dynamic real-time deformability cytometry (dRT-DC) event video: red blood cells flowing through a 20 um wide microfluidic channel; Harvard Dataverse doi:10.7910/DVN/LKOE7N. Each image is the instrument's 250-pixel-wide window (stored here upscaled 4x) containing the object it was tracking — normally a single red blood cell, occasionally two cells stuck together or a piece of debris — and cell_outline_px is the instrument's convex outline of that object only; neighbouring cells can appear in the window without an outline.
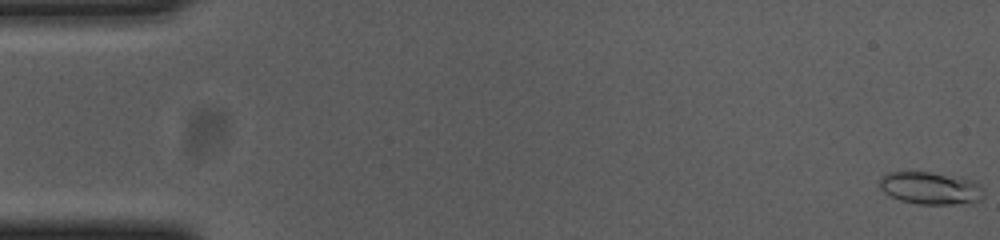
{"species": "common noctule bat (a hibernating species)", "species_latin": "Nyctalus noctula", "temperature_condition": "cold", "stored_images_in_passage": 55, "camera_frame_rate_fps": 3000, "um_per_image_px": 0.085, "animal": {"sex": "female", "body_mass_g": 23.0, "forearm_length_mm": 53.4}, "frame": {"image": 1, "passage_image": 1, "time_ms": 0.0, "image_size_px": [1000, 240], "cell_outline_px": [[984, 196], [980, 200], [952, 204], [916, 204], [900, 200], [884, 192], [880, 188], [880, 180], [888, 172], [928, 172], [972, 180], [980, 184]], "centroid_in_image_um": [79.08, 16.0], "position_along_channel_um": 5.9, "area_um2": 19.31}}
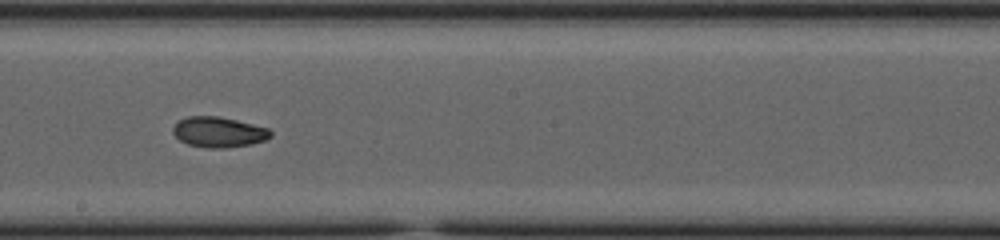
{"frame": {"image": 2, "passage_image": 31, "time_ms": 10.0, "image_size_px": [1000, 240], "cell_outline_px": [[272, 136], [264, 140], [252, 144], [224, 148], [208, 148], [188, 144], [180, 140], [172, 132], [172, 128], [176, 120], [188, 116], [220, 116], [268, 128], [272, 132]], "centroid_in_image_um": [18.56, 11.22], "position_along_channel_um": 229.6, "area_um2": 17.4}}
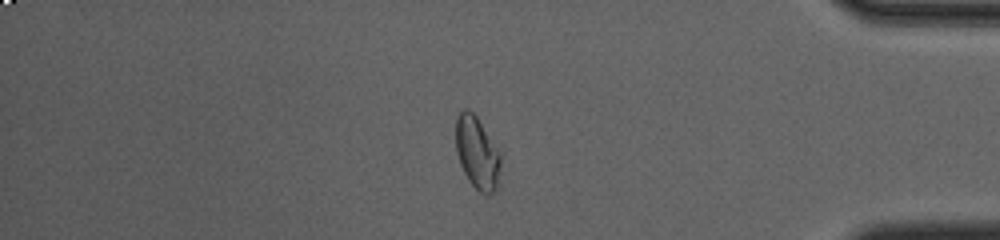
{"frame": {"image": 3, "passage_image": 47, "time_ms": 15.333, "image_size_px": [1000, 240], "cell_outline_px": [[500, 164], [496, 188], [492, 192], [480, 192], [468, 180], [460, 164], [456, 152], [456, 116], [464, 108], [468, 108], [476, 116], [500, 152]], "centroid_in_image_um": [40.53, 12.94], "position_along_channel_um": 394.7, "area_um2": 18.55}, "authors_computed_cell_mechanics": {"area_um2": 17.3978, "velocity_mm_per_s": 3.6938, "shape_relaxation_time_tau1_ms": 4.1842, "shape_relaxation_time_tau2_ms": 2.4786, "deformation_change_tau1": 0.1334, "deformation_change_tau2": 0.0619}}